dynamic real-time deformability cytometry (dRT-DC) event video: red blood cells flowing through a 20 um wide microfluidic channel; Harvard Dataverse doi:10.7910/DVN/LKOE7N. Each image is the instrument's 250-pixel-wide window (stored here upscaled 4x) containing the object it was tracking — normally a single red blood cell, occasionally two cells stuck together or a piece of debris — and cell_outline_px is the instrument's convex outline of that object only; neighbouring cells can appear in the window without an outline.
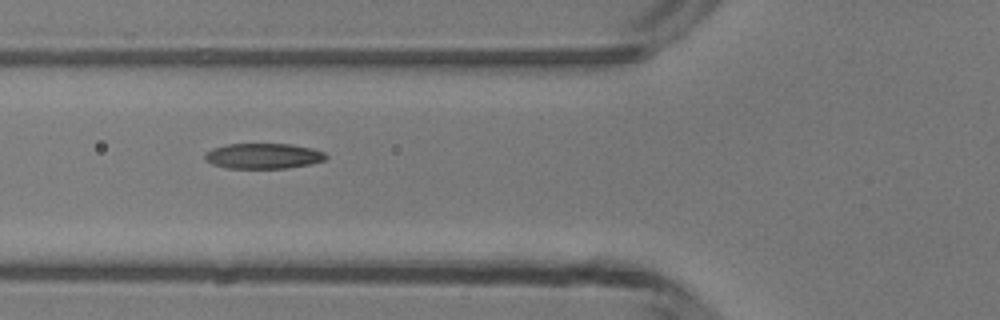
{"species": "common noctule bat (a hibernating species)", "species_latin": "Nyctalus noctula", "temperature_condition": "room temperature", "stored_images_in_passage": 5, "camera_frame_rate_fps": 3000, "um_per_image_px": 0.085, "animal": {"sex": "male", "body_mass_g": 13.3}, "frame": {"image": 1, "passage_image": 5, "time_ms": 5.0, "image_size_px": [1000, 320], "cell_outline_px": [[328, 156], [324, 160], [308, 164], [284, 168], [228, 168], [212, 164], [204, 156], [204, 152], [212, 148], [228, 144], [292, 144], [312, 148], [324, 152]], "centroid_in_image_um": [22.37, 13.25], "position_along_channel_um": 103.4, "area_um2": 17.8}}